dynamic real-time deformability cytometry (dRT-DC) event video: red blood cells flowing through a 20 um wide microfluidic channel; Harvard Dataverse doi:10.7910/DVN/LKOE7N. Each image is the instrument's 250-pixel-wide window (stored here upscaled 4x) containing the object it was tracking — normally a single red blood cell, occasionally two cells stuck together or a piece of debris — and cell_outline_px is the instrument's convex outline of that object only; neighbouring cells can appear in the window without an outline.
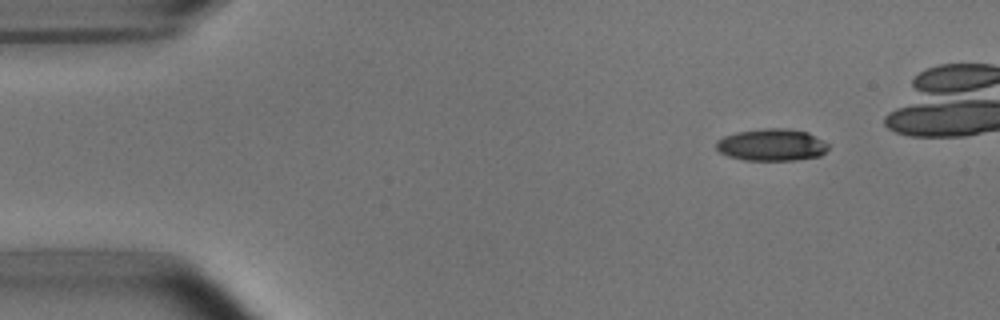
{"species": "common noctule bat (a hibernating species)", "species_latin": "Nyctalus noctula", "temperature_condition": "room temperature", "stored_images_in_passage": 41, "camera_frame_rate_fps": 3000, "um_per_image_px": 0.085, "animal": {"sex": "male", "body_mass_g": 15.6}, "frame": {"image": 1, "passage_image": 1, "time_ms": 0.0, "image_size_px": [1000, 320], "cell_outline_px": [[828, 148], [820, 156], [796, 160], [744, 160], [728, 156], [720, 152], [716, 148], [716, 140], [724, 136], [736, 132], [764, 128], [788, 128], [808, 132], [828, 144]], "centroid_in_image_um": [65.57, 12.31], "position_along_channel_um": 19.4, "area_um2": 20.98}}
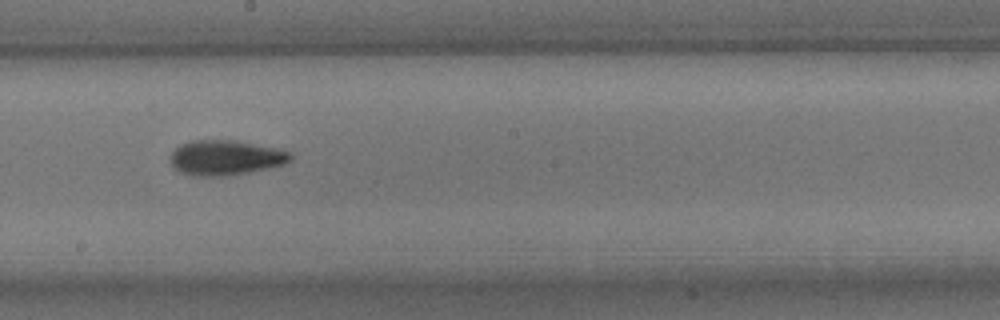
{"frame": {"image": 2, "passage_image": 24, "time_ms": 7.667, "image_size_px": [1000, 320], "cell_outline_px": [[292, 160], [284, 164], [268, 168], [248, 172], [224, 176], [192, 176], [180, 172], [172, 164], [172, 152], [180, 144], [192, 140], [236, 140], [280, 148], [292, 152]], "centroid_in_image_um": [19.22, 13.39], "position_along_channel_um": 229.0, "area_um2": 24.62}}
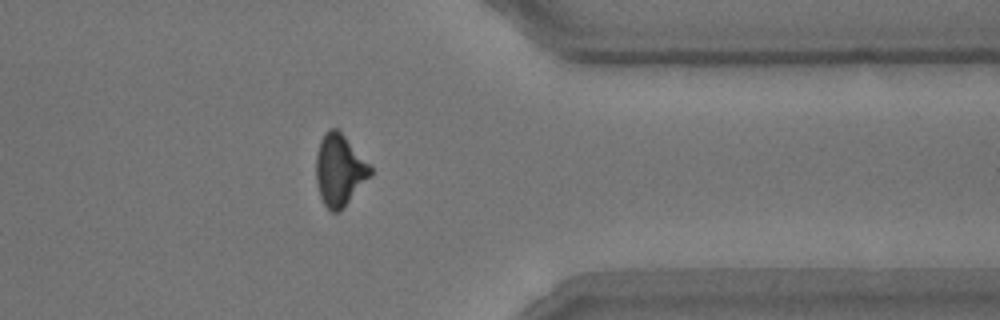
{"frame": {"image": 3, "passage_image": 37, "time_ms": 12.0, "image_size_px": [1000, 320], "cell_outline_px": [[372, 176], [344, 208], [340, 212], [332, 212], [324, 204], [320, 196], [316, 184], [316, 156], [320, 140], [324, 132], [328, 128], [336, 128], [344, 136], [372, 168]], "centroid_in_image_um": [28.85, 14.49], "position_along_channel_um": 382.6, "area_um2": 22.72}, "authors_computed_cell_mechanics": {"area_um2": 22.6576, "velocity_mm_per_s": 3.802, "shape_relaxation_time_tau1_ms": 4.215, "shape_relaxation_time_tau2_ms": 3.3811, "deformation_change_tau1": 0.1628, "deformation_change_tau2": 0.1222}}